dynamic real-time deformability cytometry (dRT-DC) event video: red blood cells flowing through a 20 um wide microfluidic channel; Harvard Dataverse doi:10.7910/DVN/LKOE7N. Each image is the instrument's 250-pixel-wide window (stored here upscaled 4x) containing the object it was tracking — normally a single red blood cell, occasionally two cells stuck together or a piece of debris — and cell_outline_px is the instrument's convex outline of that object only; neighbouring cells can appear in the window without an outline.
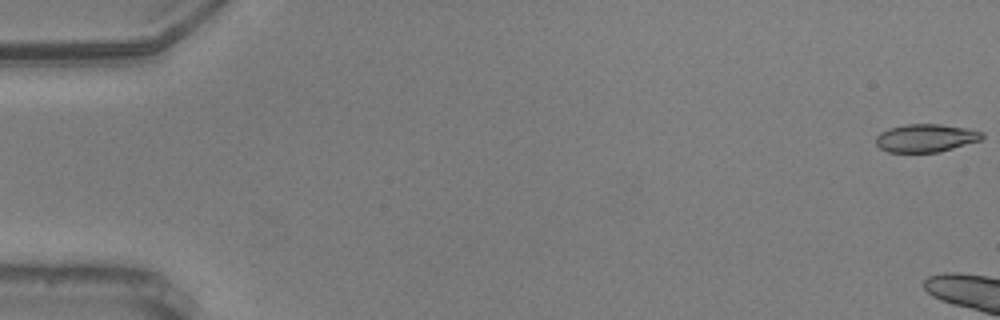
{"species": "common noctule bat (a hibernating species)", "species_latin": "Nyctalus noctula", "temperature_condition": "warm", "stored_images_in_passage": 6, "camera_frame_rate_fps": 3000, "um_per_image_px": 0.085, "animal": {"sex": "male", "body_mass_g": 20.5, "forearm_length_mm": 52.5}, "frame": {"image": 1, "passage_image": 1, "time_ms": 0.0, "image_size_px": [1000, 320], "cell_outline_px": [[980, 136], [976, 140], [948, 148], [932, 152], [892, 152], [884, 148], [880, 144], [880, 136], [884, 132], [896, 128], [916, 124], [928, 124], [956, 128], [972, 132]], "centroid_in_image_um": [78.6, 11.76], "position_along_channel_um": 6.4, "area_um2": 14.91}}